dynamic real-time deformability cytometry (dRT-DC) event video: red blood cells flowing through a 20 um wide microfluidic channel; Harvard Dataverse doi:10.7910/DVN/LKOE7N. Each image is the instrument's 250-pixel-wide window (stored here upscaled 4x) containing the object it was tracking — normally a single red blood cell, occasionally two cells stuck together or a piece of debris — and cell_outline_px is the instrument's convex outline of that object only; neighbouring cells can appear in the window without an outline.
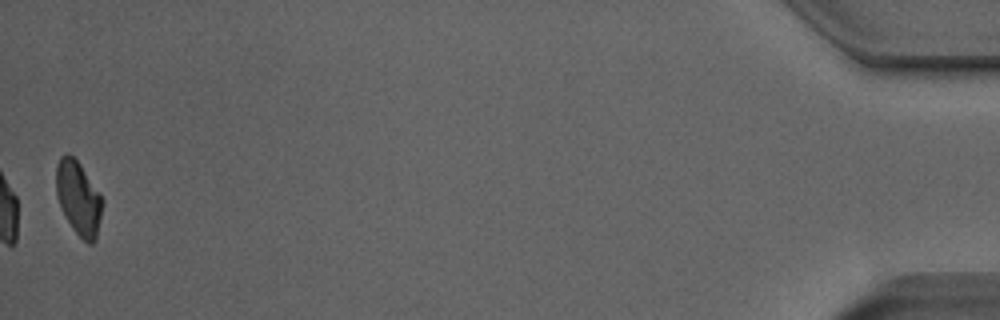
{"species": "Egyptian fruit bat (a non-hibernating species)", "species_latin": "Rousettus aegyptiacus", "temperature_condition": "room temperature", "stored_images_in_passage": 50, "camera_frame_rate_fps": 3000, "um_per_image_px": 0.085, "animal": {"sex": "male"}, "frame": {"image": 1, "passage_image": 50, "time_ms": 16.333, "image_size_px": [1000, 320], "cell_outline_px": [[104, 200], [96, 240], [92, 244], [88, 244], [72, 228], [56, 196], [56, 164], [60, 156], [68, 152], [80, 164], [100, 192]], "centroid_in_image_um": [6.69, 16.82], "position_along_channel_um": 428.5, "area_um2": 19.94}, "authors_computed_cell_mechanics": {"area_um2": 21.3282, "velocity_mm_per_s": 3.9275, "shape_relaxation_time_tau1_ms": 6.5005, "shape_relaxation_time_tau2_ms": 4.3352, "deformation_change_tau1": 0.1392, "deformation_change_tau2": 0.1238}}